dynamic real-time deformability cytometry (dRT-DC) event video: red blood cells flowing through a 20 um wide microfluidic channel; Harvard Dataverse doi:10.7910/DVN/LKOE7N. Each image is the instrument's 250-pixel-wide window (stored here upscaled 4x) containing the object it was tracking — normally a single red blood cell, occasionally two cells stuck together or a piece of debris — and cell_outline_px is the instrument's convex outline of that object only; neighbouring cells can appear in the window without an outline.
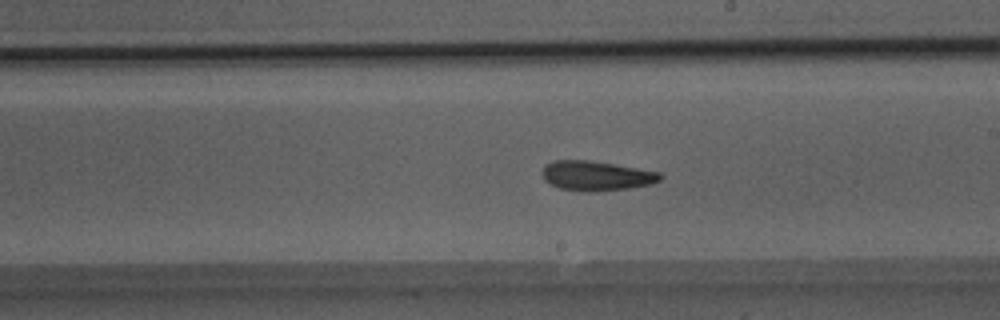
{"species": "Egyptian fruit bat (a non-hibernating species)", "species_latin": "Rousettus aegyptiacus", "temperature_condition": "room temperature", "stored_images_in_passage": 43, "camera_frame_rate_fps": 3000, "um_per_image_px": 0.085, "animal": {"sex": "male"}, "frame": {"image": 1, "passage_image": 22, "time_ms": 7.0, "image_size_px": [1000, 320], "cell_outline_px": [[664, 176], [660, 180], [652, 184], [628, 188], [588, 192], [584, 192], [560, 188], [544, 180], [540, 172], [544, 164], [552, 160], [588, 160], [660, 172]], "centroid_in_image_um": [50.64, 14.94], "position_along_channel_um": 238.4, "area_um2": 20.46}}
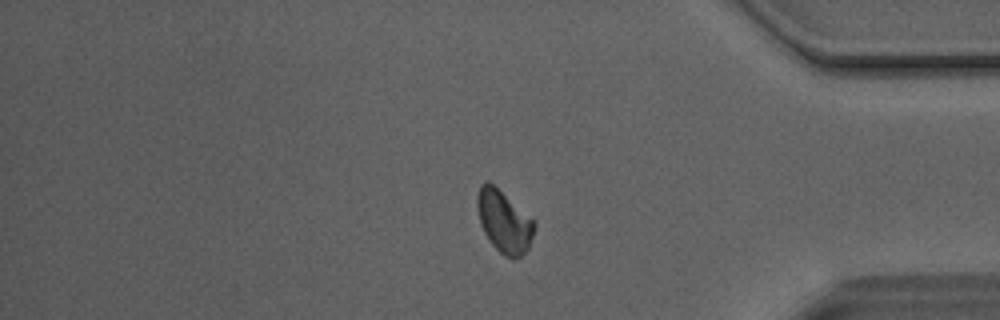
{"frame": {"image": 2, "passage_image": 35, "time_ms": 11.333, "image_size_px": [1000, 320], "cell_outline_px": [[536, 224], [528, 248], [516, 260], [512, 260], [504, 256], [488, 240], [480, 224], [476, 208], [476, 196], [480, 184], [488, 180], [532, 220]], "centroid_in_image_um": [42.79, 18.85], "position_along_channel_um": 392.4, "area_um2": 20.4}}
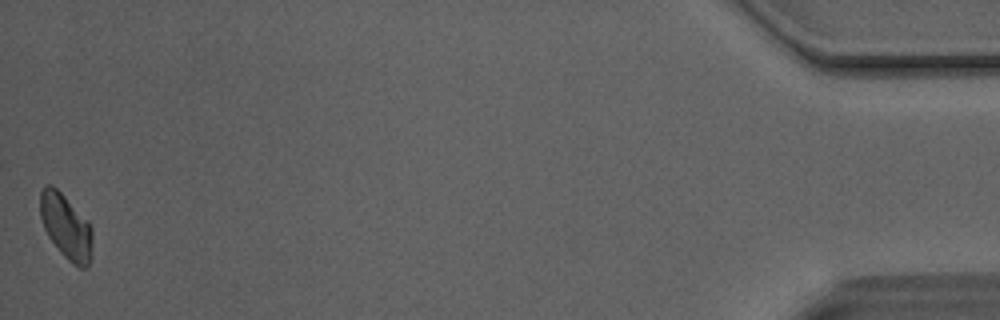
{"frame": {"image": 3, "passage_image": 43, "time_ms": 14.0, "image_size_px": [1000, 320], "cell_outline_px": [[92, 256], [88, 264], [84, 268], [80, 268], [72, 264], [60, 252], [48, 236], [44, 228], [40, 216], [40, 192], [48, 184], [52, 184], [88, 220], [92, 228]], "centroid_in_image_um": [5.62, 19.28], "position_along_channel_um": 429.6, "area_um2": 19.77}, "authors_computed_cell_mechanics": {"area_um2": 20.4034, "velocity_mm_per_s": 4.0902, "shape_relaxation_time_tau1_ms": 7.7358, "shape_relaxation_time_tau2_ms": 4.171, "deformation_change_tau1": 0.1515, "deformation_change_tau2": 0.0914}}